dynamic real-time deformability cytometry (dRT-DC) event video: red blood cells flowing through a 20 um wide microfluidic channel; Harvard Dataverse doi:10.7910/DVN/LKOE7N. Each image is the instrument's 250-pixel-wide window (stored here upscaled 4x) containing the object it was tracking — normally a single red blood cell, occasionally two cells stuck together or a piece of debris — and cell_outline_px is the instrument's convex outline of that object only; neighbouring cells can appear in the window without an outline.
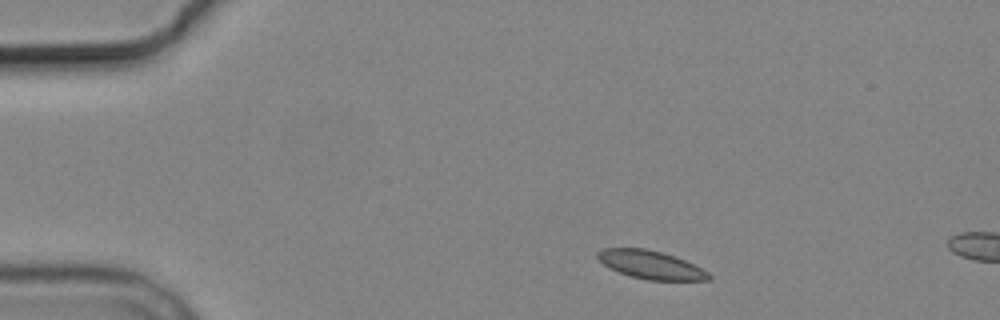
{"species": "common noctule bat (a hibernating species)", "species_latin": "Nyctalus noctula", "temperature_condition": "cold", "stored_images_in_passage": 2, "camera_frame_rate_fps": 3000, "um_per_image_px": 0.085, "animal": {"sex": "male", "body_mass_g": 19.2, "forearm_length_mm": 51.8}, "frame": {"image": 1, "passage_image": 1, "time_ms": 0.0, "image_size_px": [1000, 320], "cell_outline_px": [[712, 280], [648, 280], [628, 276], [604, 264], [596, 256], [596, 252], [604, 248], [648, 248], [676, 256], [708, 272], [712, 276]], "centroid_in_image_um": [55.32, 22.5], "position_along_channel_um": 29.7, "area_um2": 18.26}}